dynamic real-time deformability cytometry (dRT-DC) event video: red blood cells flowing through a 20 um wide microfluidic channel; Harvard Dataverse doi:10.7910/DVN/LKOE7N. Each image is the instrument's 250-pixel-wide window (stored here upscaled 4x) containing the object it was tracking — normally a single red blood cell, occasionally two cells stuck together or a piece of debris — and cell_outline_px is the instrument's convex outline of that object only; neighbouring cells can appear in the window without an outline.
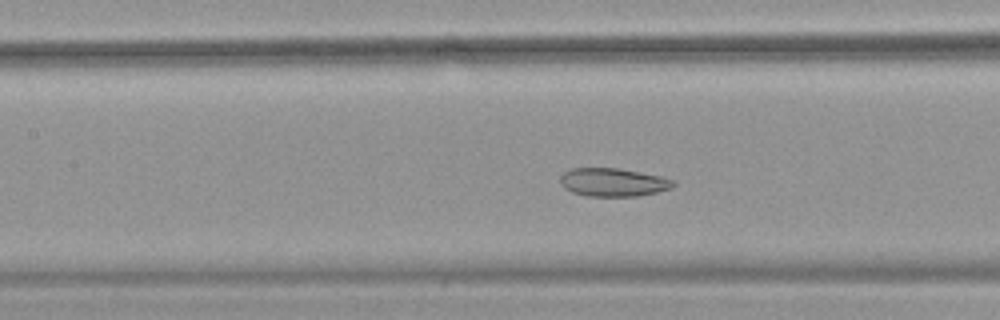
{"species": "common noctule bat (a hibernating species)", "species_latin": "Nyctalus noctula", "temperature_condition": "warm", "stored_images_in_passage": 51, "camera_frame_rate_fps": 3000, "um_per_image_px": 0.085, "animal": {"sex": "female", "body_mass_g": 18.4}, "frame": {"image": 1, "passage_image": 22, "time_ms": 7.0, "image_size_px": [1000, 320], "cell_outline_px": [[676, 184], [672, 188], [656, 192], [636, 196], [588, 196], [572, 192], [564, 188], [560, 184], [560, 176], [564, 172], [572, 168], [616, 168], [664, 176], [672, 180]], "centroid_in_image_um": [52.11, 15.49], "position_along_channel_um": 155.3, "area_um2": 18.67}}
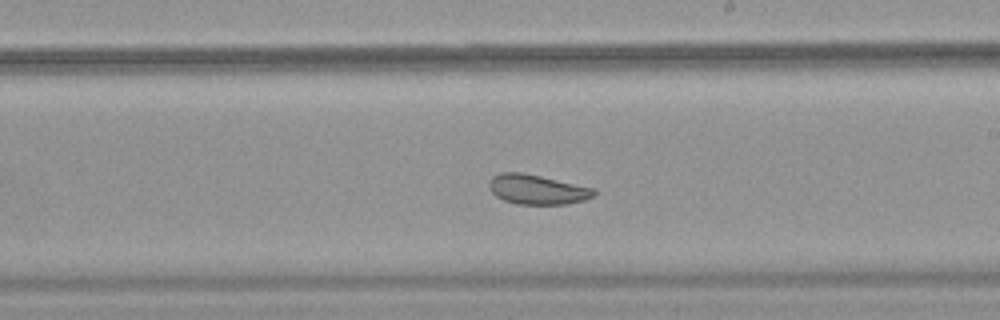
{"frame": {"image": 2, "passage_image": 29, "time_ms": 9.333, "image_size_px": [1000, 320], "cell_outline_px": [[596, 196], [584, 200], [568, 204], [516, 204], [504, 200], [496, 196], [488, 188], [488, 180], [492, 176], [500, 172], [520, 172], [540, 176], [596, 188]], "centroid_in_image_um": [45.66, 16.1], "position_along_channel_um": 243.3, "area_um2": 18.38}}
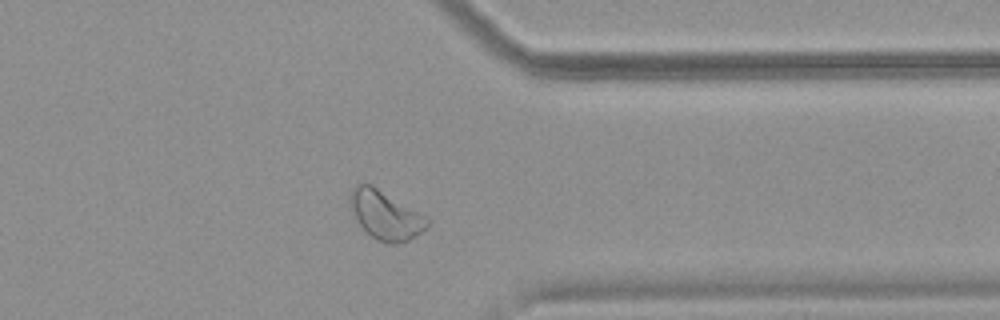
{"frame": {"image": 3, "passage_image": 40, "time_ms": 13.0, "image_size_px": [1000, 320], "cell_outline_px": [[428, 224], [420, 232], [408, 240], [396, 244], [388, 244], [376, 240], [356, 220], [352, 212], [348, 196], [352, 188], [356, 184], [372, 184], [424, 216], [428, 220]], "centroid_in_image_um": [32.7, 18.27], "position_along_channel_um": 378.7, "area_um2": 21.44}, "authors_computed_cell_mechanics": {"area_um2": 22.9466, "velocity_mm_per_s": 3.7947, "shape_relaxation_time_tau1_ms": 10.4366, "shape_relaxation_time_tau2_ms": 2.2221, "deformation_change_tau1": 0.1119, "deformation_change_tau2": 0.0771}}